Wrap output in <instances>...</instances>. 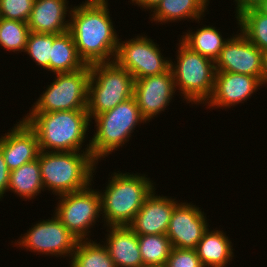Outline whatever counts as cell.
Here are the masks:
<instances>
[{"instance_id":"cell-1","label":"cell","mask_w":267,"mask_h":267,"mask_svg":"<svg viewBox=\"0 0 267 267\" xmlns=\"http://www.w3.org/2000/svg\"><path fill=\"white\" fill-rule=\"evenodd\" d=\"M107 0H85L72 6L68 31L85 64L115 60L119 35Z\"/></svg>"},{"instance_id":"cell-2","label":"cell","mask_w":267,"mask_h":267,"mask_svg":"<svg viewBox=\"0 0 267 267\" xmlns=\"http://www.w3.org/2000/svg\"><path fill=\"white\" fill-rule=\"evenodd\" d=\"M24 116L36 132L40 151L91 153V142L86 138L92 123L87 110L29 112Z\"/></svg>"},{"instance_id":"cell-3","label":"cell","mask_w":267,"mask_h":267,"mask_svg":"<svg viewBox=\"0 0 267 267\" xmlns=\"http://www.w3.org/2000/svg\"><path fill=\"white\" fill-rule=\"evenodd\" d=\"M110 174L105 190H98L101 197V221L104 229L106 226H129L145 199L156 189V183L145 173L115 170Z\"/></svg>"},{"instance_id":"cell-4","label":"cell","mask_w":267,"mask_h":267,"mask_svg":"<svg viewBox=\"0 0 267 267\" xmlns=\"http://www.w3.org/2000/svg\"><path fill=\"white\" fill-rule=\"evenodd\" d=\"M45 191L59 196L94 184L98 162L88 152H47L38 155ZM95 173V174H93Z\"/></svg>"},{"instance_id":"cell-5","label":"cell","mask_w":267,"mask_h":267,"mask_svg":"<svg viewBox=\"0 0 267 267\" xmlns=\"http://www.w3.org/2000/svg\"><path fill=\"white\" fill-rule=\"evenodd\" d=\"M92 119L95 123V130L90 138V148L92 157L98 163L105 160L112 152L115 153L120 147L125 146L131 140L138 125L147 124L140 115L134 97Z\"/></svg>"},{"instance_id":"cell-6","label":"cell","mask_w":267,"mask_h":267,"mask_svg":"<svg viewBox=\"0 0 267 267\" xmlns=\"http://www.w3.org/2000/svg\"><path fill=\"white\" fill-rule=\"evenodd\" d=\"M178 42L176 61L170 60L176 91L187 104L205 106L214 90L215 63Z\"/></svg>"},{"instance_id":"cell-7","label":"cell","mask_w":267,"mask_h":267,"mask_svg":"<svg viewBox=\"0 0 267 267\" xmlns=\"http://www.w3.org/2000/svg\"><path fill=\"white\" fill-rule=\"evenodd\" d=\"M134 78L115 60L90 64L87 112L90 120L133 97Z\"/></svg>"},{"instance_id":"cell-8","label":"cell","mask_w":267,"mask_h":267,"mask_svg":"<svg viewBox=\"0 0 267 267\" xmlns=\"http://www.w3.org/2000/svg\"><path fill=\"white\" fill-rule=\"evenodd\" d=\"M53 75V82L44 88L29 112L87 110L90 65L74 72Z\"/></svg>"},{"instance_id":"cell-9","label":"cell","mask_w":267,"mask_h":267,"mask_svg":"<svg viewBox=\"0 0 267 267\" xmlns=\"http://www.w3.org/2000/svg\"><path fill=\"white\" fill-rule=\"evenodd\" d=\"M55 199H58V202L53 213L61 223L78 240H90L91 228L94 229L93 226L99 223L102 216L98 189H94L91 183L83 190L62 194Z\"/></svg>"},{"instance_id":"cell-10","label":"cell","mask_w":267,"mask_h":267,"mask_svg":"<svg viewBox=\"0 0 267 267\" xmlns=\"http://www.w3.org/2000/svg\"><path fill=\"white\" fill-rule=\"evenodd\" d=\"M12 245L36 255H47L69 260L79 241L53 213L51 219H42L33 224ZM23 235V236H22ZM42 253V254H41Z\"/></svg>"},{"instance_id":"cell-11","label":"cell","mask_w":267,"mask_h":267,"mask_svg":"<svg viewBox=\"0 0 267 267\" xmlns=\"http://www.w3.org/2000/svg\"><path fill=\"white\" fill-rule=\"evenodd\" d=\"M115 61L134 78L159 75L170 69V57H164L159 44L141 33L122 41L119 38Z\"/></svg>"},{"instance_id":"cell-12","label":"cell","mask_w":267,"mask_h":267,"mask_svg":"<svg viewBox=\"0 0 267 267\" xmlns=\"http://www.w3.org/2000/svg\"><path fill=\"white\" fill-rule=\"evenodd\" d=\"M171 69L159 75L134 80L133 97L146 122L167 110L177 95ZM176 94V95H175Z\"/></svg>"},{"instance_id":"cell-13","label":"cell","mask_w":267,"mask_h":267,"mask_svg":"<svg viewBox=\"0 0 267 267\" xmlns=\"http://www.w3.org/2000/svg\"><path fill=\"white\" fill-rule=\"evenodd\" d=\"M203 208L192 202H179L171 215L167 237L178 249H196L210 227Z\"/></svg>"},{"instance_id":"cell-14","label":"cell","mask_w":267,"mask_h":267,"mask_svg":"<svg viewBox=\"0 0 267 267\" xmlns=\"http://www.w3.org/2000/svg\"><path fill=\"white\" fill-rule=\"evenodd\" d=\"M230 35L215 60V71L258 77L262 74V51L239 30Z\"/></svg>"},{"instance_id":"cell-15","label":"cell","mask_w":267,"mask_h":267,"mask_svg":"<svg viewBox=\"0 0 267 267\" xmlns=\"http://www.w3.org/2000/svg\"><path fill=\"white\" fill-rule=\"evenodd\" d=\"M262 87L258 77L232 72L216 71L214 90L205 104L207 109L233 108L237 104L246 103ZM211 107V108H210Z\"/></svg>"},{"instance_id":"cell-16","label":"cell","mask_w":267,"mask_h":267,"mask_svg":"<svg viewBox=\"0 0 267 267\" xmlns=\"http://www.w3.org/2000/svg\"><path fill=\"white\" fill-rule=\"evenodd\" d=\"M0 136V150L9 171L38 159L40 153L36 132L22 118Z\"/></svg>"},{"instance_id":"cell-17","label":"cell","mask_w":267,"mask_h":267,"mask_svg":"<svg viewBox=\"0 0 267 267\" xmlns=\"http://www.w3.org/2000/svg\"><path fill=\"white\" fill-rule=\"evenodd\" d=\"M154 189L145 199L129 227L137 235L165 234L175 206L181 201L176 197L156 194ZM173 198V199H172Z\"/></svg>"},{"instance_id":"cell-18","label":"cell","mask_w":267,"mask_h":267,"mask_svg":"<svg viewBox=\"0 0 267 267\" xmlns=\"http://www.w3.org/2000/svg\"><path fill=\"white\" fill-rule=\"evenodd\" d=\"M68 2V0H35L27 22L29 30L45 34L67 32L72 10V5L68 6Z\"/></svg>"},{"instance_id":"cell-19","label":"cell","mask_w":267,"mask_h":267,"mask_svg":"<svg viewBox=\"0 0 267 267\" xmlns=\"http://www.w3.org/2000/svg\"><path fill=\"white\" fill-rule=\"evenodd\" d=\"M103 241L115 267H144L138 235L129 226H106Z\"/></svg>"},{"instance_id":"cell-20","label":"cell","mask_w":267,"mask_h":267,"mask_svg":"<svg viewBox=\"0 0 267 267\" xmlns=\"http://www.w3.org/2000/svg\"><path fill=\"white\" fill-rule=\"evenodd\" d=\"M209 0H162L150 13V21L162 24H170L179 21H196L200 23L204 20L208 11ZM151 16V17H150Z\"/></svg>"},{"instance_id":"cell-21","label":"cell","mask_w":267,"mask_h":267,"mask_svg":"<svg viewBox=\"0 0 267 267\" xmlns=\"http://www.w3.org/2000/svg\"><path fill=\"white\" fill-rule=\"evenodd\" d=\"M226 233L220 227L218 230L210 227L198 242L196 251L204 267H228L234 261V243Z\"/></svg>"},{"instance_id":"cell-22","label":"cell","mask_w":267,"mask_h":267,"mask_svg":"<svg viewBox=\"0 0 267 267\" xmlns=\"http://www.w3.org/2000/svg\"><path fill=\"white\" fill-rule=\"evenodd\" d=\"M216 28L211 24H203L202 27H197L196 31L195 29L193 31L192 28V30L188 29L186 32H183L180 40L191 50L215 62L220 55V51L230 38H225L221 31H219L220 29Z\"/></svg>"},{"instance_id":"cell-23","label":"cell","mask_w":267,"mask_h":267,"mask_svg":"<svg viewBox=\"0 0 267 267\" xmlns=\"http://www.w3.org/2000/svg\"><path fill=\"white\" fill-rule=\"evenodd\" d=\"M44 192L40 164L38 159L23 164L18 169L10 171L8 192L29 202Z\"/></svg>"},{"instance_id":"cell-24","label":"cell","mask_w":267,"mask_h":267,"mask_svg":"<svg viewBox=\"0 0 267 267\" xmlns=\"http://www.w3.org/2000/svg\"><path fill=\"white\" fill-rule=\"evenodd\" d=\"M86 64L79 57L74 39L69 31L53 34L51 46L50 73L74 72Z\"/></svg>"},{"instance_id":"cell-25","label":"cell","mask_w":267,"mask_h":267,"mask_svg":"<svg viewBox=\"0 0 267 267\" xmlns=\"http://www.w3.org/2000/svg\"><path fill=\"white\" fill-rule=\"evenodd\" d=\"M97 240H79L69 259L70 267H115L107 248Z\"/></svg>"},{"instance_id":"cell-26","label":"cell","mask_w":267,"mask_h":267,"mask_svg":"<svg viewBox=\"0 0 267 267\" xmlns=\"http://www.w3.org/2000/svg\"><path fill=\"white\" fill-rule=\"evenodd\" d=\"M138 243L144 267H165L173 248L167 235H138Z\"/></svg>"},{"instance_id":"cell-27","label":"cell","mask_w":267,"mask_h":267,"mask_svg":"<svg viewBox=\"0 0 267 267\" xmlns=\"http://www.w3.org/2000/svg\"><path fill=\"white\" fill-rule=\"evenodd\" d=\"M237 28L261 51L267 50V16L257 8L249 9L238 17Z\"/></svg>"},{"instance_id":"cell-28","label":"cell","mask_w":267,"mask_h":267,"mask_svg":"<svg viewBox=\"0 0 267 267\" xmlns=\"http://www.w3.org/2000/svg\"><path fill=\"white\" fill-rule=\"evenodd\" d=\"M27 22L0 18V46L13 53L25 52L29 35Z\"/></svg>"},{"instance_id":"cell-29","label":"cell","mask_w":267,"mask_h":267,"mask_svg":"<svg viewBox=\"0 0 267 267\" xmlns=\"http://www.w3.org/2000/svg\"><path fill=\"white\" fill-rule=\"evenodd\" d=\"M53 34L29 32L25 55L27 54L38 67L50 72L51 46Z\"/></svg>"},{"instance_id":"cell-30","label":"cell","mask_w":267,"mask_h":267,"mask_svg":"<svg viewBox=\"0 0 267 267\" xmlns=\"http://www.w3.org/2000/svg\"><path fill=\"white\" fill-rule=\"evenodd\" d=\"M35 0H0V18L28 22Z\"/></svg>"},{"instance_id":"cell-31","label":"cell","mask_w":267,"mask_h":267,"mask_svg":"<svg viewBox=\"0 0 267 267\" xmlns=\"http://www.w3.org/2000/svg\"><path fill=\"white\" fill-rule=\"evenodd\" d=\"M165 267H204L196 249L172 248Z\"/></svg>"},{"instance_id":"cell-32","label":"cell","mask_w":267,"mask_h":267,"mask_svg":"<svg viewBox=\"0 0 267 267\" xmlns=\"http://www.w3.org/2000/svg\"><path fill=\"white\" fill-rule=\"evenodd\" d=\"M9 175L10 171L0 150V201L6 196V192L8 193Z\"/></svg>"},{"instance_id":"cell-33","label":"cell","mask_w":267,"mask_h":267,"mask_svg":"<svg viewBox=\"0 0 267 267\" xmlns=\"http://www.w3.org/2000/svg\"><path fill=\"white\" fill-rule=\"evenodd\" d=\"M264 0H234L235 4V20H238V17L249 9L257 8Z\"/></svg>"},{"instance_id":"cell-34","label":"cell","mask_w":267,"mask_h":267,"mask_svg":"<svg viewBox=\"0 0 267 267\" xmlns=\"http://www.w3.org/2000/svg\"><path fill=\"white\" fill-rule=\"evenodd\" d=\"M162 0H130L128 2H130V4L140 7V9L143 11H149V13H151L156 6L161 2Z\"/></svg>"},{"instance_id":"cell-35","label":"cell","mask_w":267,"mask_h":267,"mask_svg":"<svg viewBox=\"0 0 267 267\" xmlns=\"http://www.w3.org/2000/svg\"><path fill=\"white\" fill-rule=\"evenodd\" d=\"M261 84H262V87L267 84V50L262 51Z\"/></svg>"},{"instance_id":"cell-36","label":"cell","mask_w":267,"mask_h":267,"mask_svg":"<svg viewBox=\"0 0 267 267\" xmlns=\"http://www.w3.org/2000/svg\"><path fill=\"white\" fill-rule=\"evenodd\" d=\"M257 9L264 15L267 16V0H264Z\"/></svg>"}]
</instances>
